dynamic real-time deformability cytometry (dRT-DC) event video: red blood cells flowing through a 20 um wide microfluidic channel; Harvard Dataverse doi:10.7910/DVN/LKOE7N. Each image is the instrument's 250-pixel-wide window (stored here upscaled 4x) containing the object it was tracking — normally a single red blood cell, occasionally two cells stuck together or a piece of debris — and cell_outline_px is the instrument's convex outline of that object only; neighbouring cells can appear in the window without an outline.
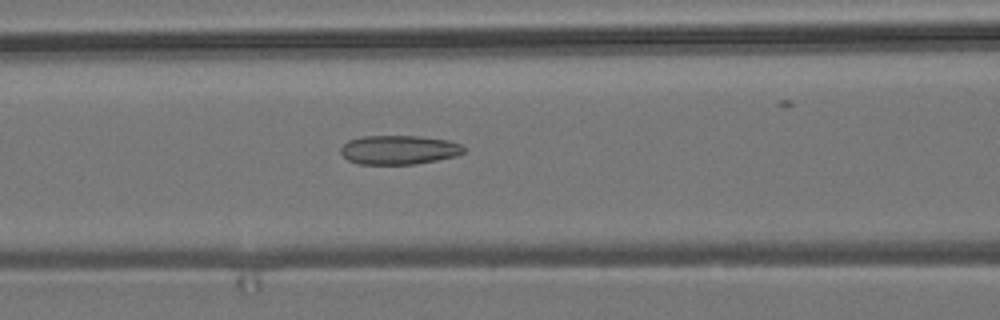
{"species": "common noctule bat (a hibernating species)", "species_latin": "Nyctalus noctula", "temperature_condition": "room temperature", "stored_images_in_passage": 44, "camera_frame_rate_fps": 3000, "um_per_image_px": 0.085, "animal": {"sex": "male", "body_mass_g": 19.2, "forearm_length_mm": 51.8}, "frame": {"image": 1, "passage_image": 14, "time_ms": 4.333, "image_size_px": [1000, 320], "cell_outline_px": [[464, 152], [456, 156], [416, 164], [356, 164], [348, 160], [340, 152], [340, 148], [348, 140], [364, 136], [420, 136], [448, 140], [460, 144], [464, 148]], "centroid_in_image_um": [33.89, 12.74], "position_along_channel_um": 132.7, "area_um2": 20.87}}
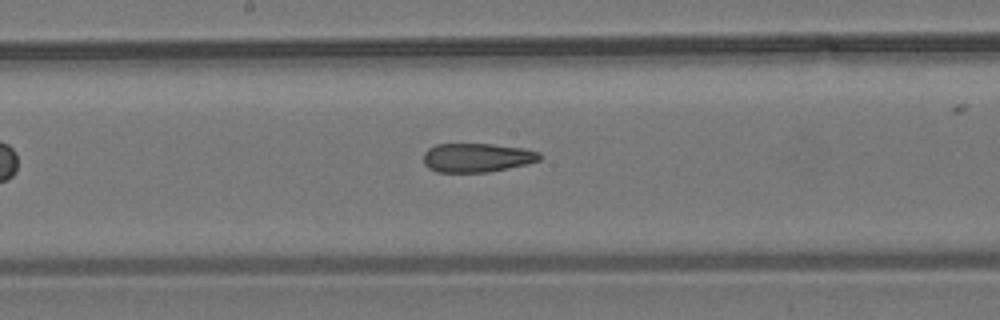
{"frame": {"image": 2, "passage_image": 20, "time_ms": 6.333, "image_size_px": [1000, 320], "cell_outline_px": [[540, 160], [508, 168], [488, 172], [436, 172], [428, 168], [424, 164], [424, 152], [428, 148], [436, 144], [492, 144], [524, 148], [540, 152]], "centroid_in_image_um": [40.51, 13.39], "position_along_channel_um": 207.7, "area_um2": 19.59}}
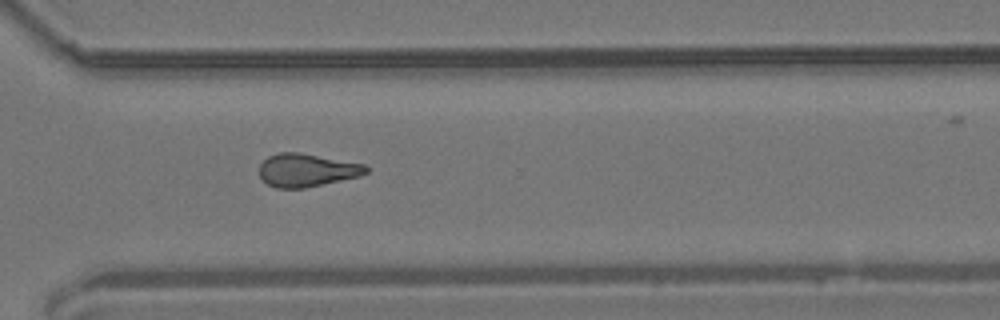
{"frame": {"image": 3, "passage_image": 31, "time_ms": 10.0, "image_size_px": [1000, 320], "cell_outline_px": [[372, 168], [368, 172], [360, 176], [304, 188], [276, 188], [268, 184], [260, 176], [260, 164], [268, 156], [280, 152], [296, 152], [364, 164]], "centroid_in_image_um": [26.09, 14.46], "position_along_channel_um": 344.5, "area_um2": 20.4}, "authors_computed_cell_mechanics": {"area_um2": 20.4034, "velocity_mm_per_s": 3.7559, "shape_relaxation_time_tau1_ms": null, "shape_relaxation_time_tau2_ms": 2.8994, "deformation_change_tau1": null, "deformation_change_tau2": 0.1138}}